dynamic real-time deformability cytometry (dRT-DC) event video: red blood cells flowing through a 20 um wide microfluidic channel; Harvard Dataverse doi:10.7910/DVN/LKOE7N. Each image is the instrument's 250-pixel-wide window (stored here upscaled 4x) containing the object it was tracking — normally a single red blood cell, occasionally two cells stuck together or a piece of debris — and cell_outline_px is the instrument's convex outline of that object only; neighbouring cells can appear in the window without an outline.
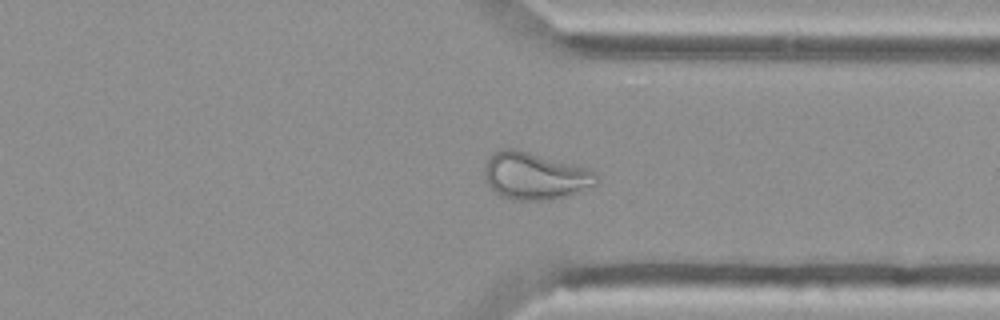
{"species": "Egyptian fruit bat (a non-hibernating species)", "species_latin": "Rousettus aegyptiacus", "temperature_condition": "cold", "stored_images_in_passage": 51, "camera_frame_rate_fps": 3000, "um_per_image_px": 0.085, "animal": {"sex": "female"}, "frame": {"image": 1, "passage_image": 37, "time_ms": 12.0, "image_size_px": [1000, 320], "cell_outline_px": [[600, 184], [580, 192], [548, 200], [512, 200], [500, 196], [484, 180], [484, 168], [488, 160], [500, 148], [516, 148], [588, 168], [596, 172], [600, 180]], "centroid_in_image_um": [45.51, 14.96], "position_along_channel_um": 365.9, "area_um2": 31.1}}